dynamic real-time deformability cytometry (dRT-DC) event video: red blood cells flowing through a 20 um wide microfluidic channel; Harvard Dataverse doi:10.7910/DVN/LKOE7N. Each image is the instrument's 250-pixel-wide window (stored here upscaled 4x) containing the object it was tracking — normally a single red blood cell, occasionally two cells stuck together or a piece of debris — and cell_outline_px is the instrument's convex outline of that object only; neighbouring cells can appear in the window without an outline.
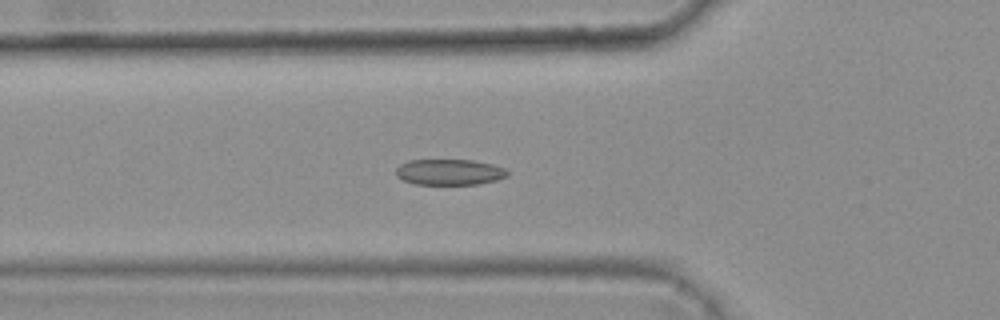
{"species": "common noctule bat (a hibernating species)", "species_latin": "Nyctalus noctula", "temperature_condition": "warm", "stored_images_in_passage": 46, "camera_frame_rate_fps": 3000, "um_per_image_px": 0.085, "animal": {"sex": "female", "body_mass_g": 25.1}, "frame": {"image": 1, "passage_image": 19, "time_ms": 6.0, "image_size_px": [1000, 320], "cell_outline_px": [[508, 176], [496, 180], [476, 184], [416, 184], [404, 180], [396, 176], [396, 168], [400, 164], [408, 160], [472, 160], [492, 164], [504, 168], [508, 172]], "centroid_in_image_um": [38.19, 14.62], "position_along_channel_um": 87.6, "area_um2": 16.7}}
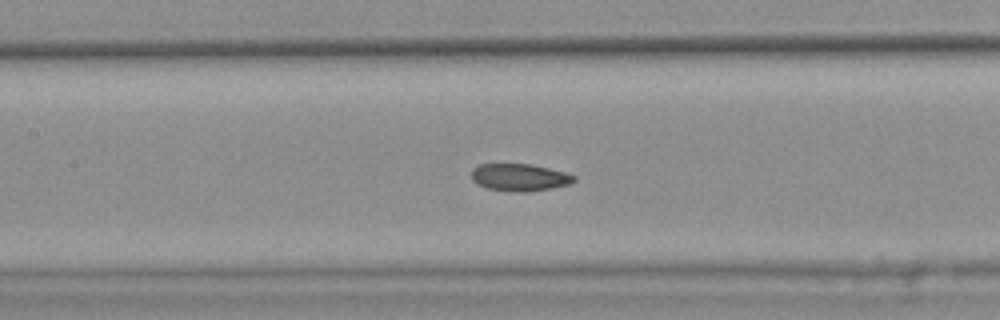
{"frame": {"image": 2, "passage_image": 25, "time_ms": 8.0, "image_size_px": [1000, 320], "cell_outline_px": [[576, 180], [568, 184], [552, 188], [524, 192], [520, 192], [488, 188], [476, 184], [472, 180], [472, 168], [480, 164], [532, 164], [564, 172], [576, 176]], "centroid_in_image_um": [44.15, 15.07], "position_along_channel_um": 163.3, "area_um2": 16.18}}
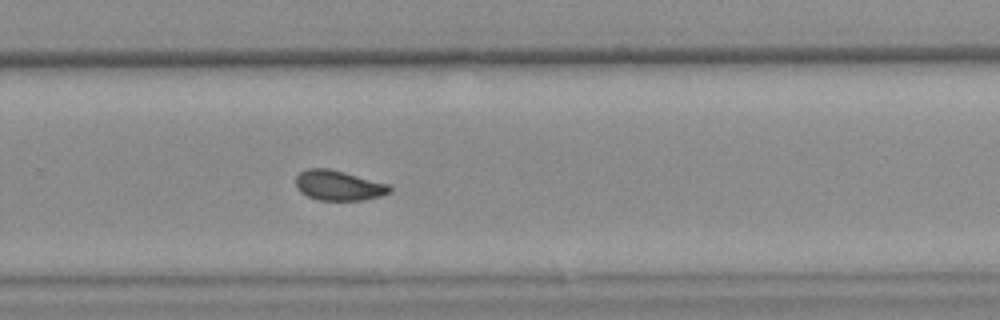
{"frame": {"image": 3, "passage_image": 36, "time_ms": 11.667, "image_size_px": [1000, 320], "cell_outline_px": [[392, 192], [380, 196], [364, 200], [316, 200], [300, 192], [296, 188], [296, 176], [300, 172], [308, 168], [328, 168], [344, 172], [388, 184], [392, 188]], "centroid_in_image_um": [28.77, 15.77], "position_along_channel_um": 301.0, "area_um2": 16.47}, "authors_computed_cell_mechanics": {"area_um2": 16.762, "velocity_mm_per_s": 3.7676, "shape_relaxation_time_tau1_ms": null, "shape_relaxation_time_tau2_ms": 1.5669, "deformation_change_tau1": null, "deformation_change_tau2": 0.0585}}